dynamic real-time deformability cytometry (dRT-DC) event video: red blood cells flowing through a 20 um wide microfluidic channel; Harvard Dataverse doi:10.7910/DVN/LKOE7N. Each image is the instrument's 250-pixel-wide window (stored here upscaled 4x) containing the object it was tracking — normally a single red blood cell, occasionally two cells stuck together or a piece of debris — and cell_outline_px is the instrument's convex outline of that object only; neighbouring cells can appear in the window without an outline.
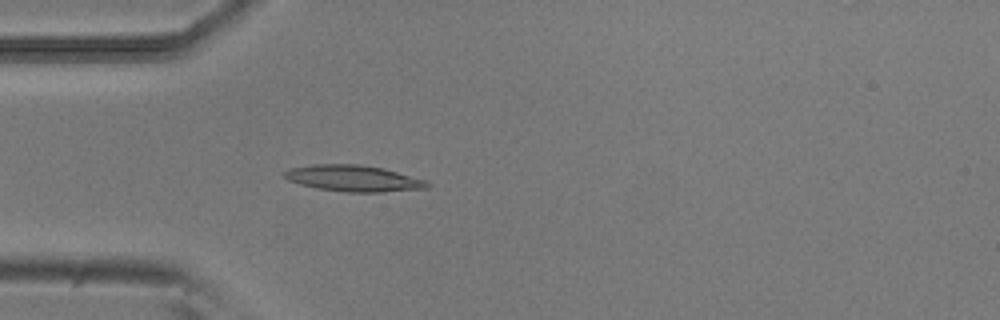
{"species": "common noctule bat (a hibernating species)", "species_latin": "Nyctalus noctula", "temperature_condition": "room temperature", "stored_images_in_passage": 52, "camera_frame_rate_fps": 3000, "um_per_image_px": 0.085, "animal": {"sex": "male", "body_mass_g": 20.5, "forearm_length_mm": 52.5}, "frame": {"image": 1, "passage_image": 15, "time_ms": 4.667, "image_size_px": [1000, 320], "cell_outline_px": [[432, 184], [428, 188], [384, 192], [344, 192], [316, 188], [300, 184], [288, 180], [284, 176], [284, 172], [292, 168], [312, 164], [360, 164], [384, 168], [424, 180]], "centroid_in_image_um": [30.06, 15.16], "position_along_channel_um": 54.9, "area_um2": 21.85}}
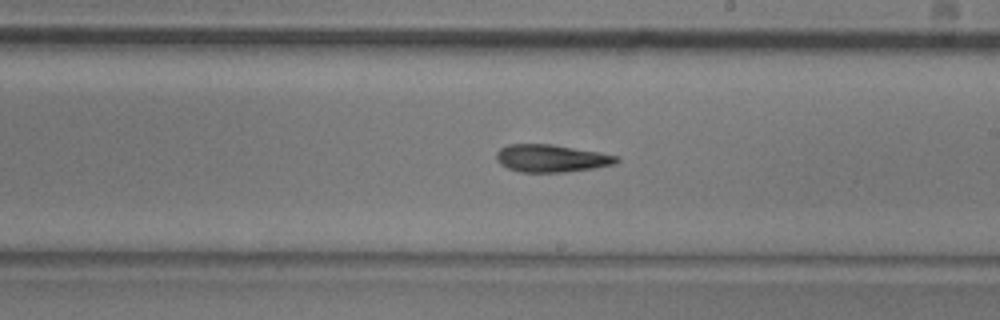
{"frame": {"image": 2, "passage_image": 30, "time_ms": 9.667, "image_size_px": [1000, 320], "cell_outline_px": [[620, 160], [616, 164], [596, 168], [564, 172], [520, 172], [508, 168], [500, 164], [496, 160], [496, 152], [500, 148], [508, 144], [552, 144], [620, 156]], "centroid_in_image_um": [46.87, 13.46], "position_along_channel_um": 242.1, "area_um2": 19.42}}
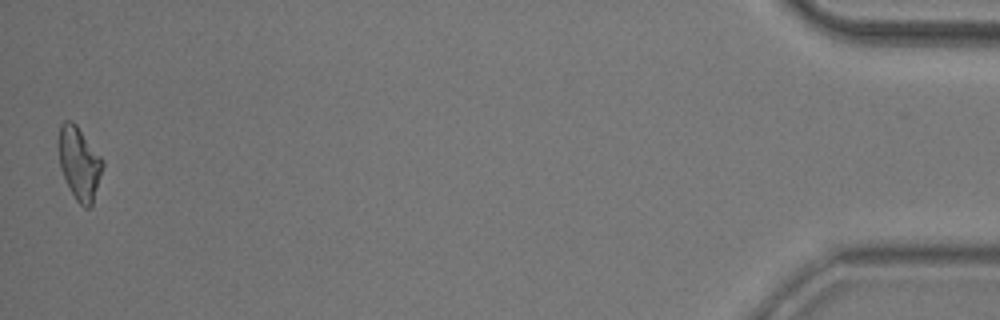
{"frame": {"image": 3, "passage_image": 52, "time_ms": 17.0, "image_size_px": [1000, 320], "cell_outline_px": [[104, 164], [92, 204], [88, 208], [84, 208], [76, 200], [60, 168], [56, 144], [60, 124], [64, 120], [72, 120], [76, 124], [104, 160]], "centroid_in_image_um": [6.71, 13.82], "position_along_channel_um": 428.5, "area_um2": 18.9}}